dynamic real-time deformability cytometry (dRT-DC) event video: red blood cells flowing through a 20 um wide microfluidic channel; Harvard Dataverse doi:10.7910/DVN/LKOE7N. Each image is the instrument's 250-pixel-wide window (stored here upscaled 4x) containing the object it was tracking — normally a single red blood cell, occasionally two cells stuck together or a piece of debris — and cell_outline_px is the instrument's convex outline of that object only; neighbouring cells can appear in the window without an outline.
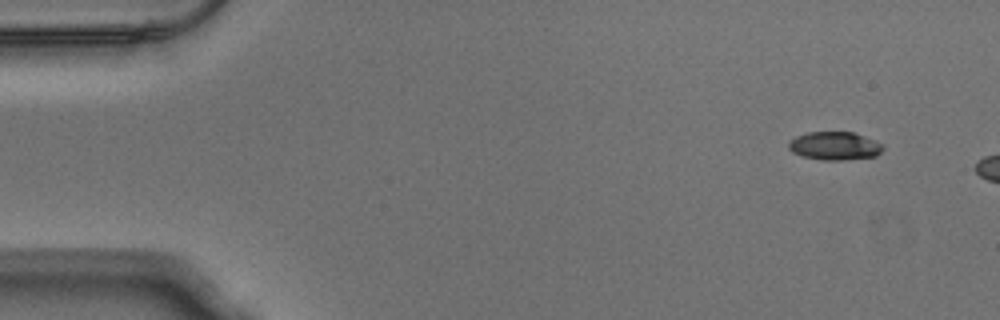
{"species": "Egyptian fruit bat (a non-hibernating species)", "species_latin": "Rousettus aegyptiacus", "temperature_condition": "warm", "stored_images_in_passage": 11, "camera_frame_rate_fps": 3000, "um_per_image_px": 0.085, "animal": {"sex": "male"}, "frame": {"image": 1, "passage_image": 1, "time_ms": 0.0, "image_size_px": [1000, 320], "cell_outline_px": [[884, 148], [876, 156], [840, 160], [824, 160], [804, 156], [792, 152], [788, 148], [788, 140], [796, 136], [808, 132], [856, 132], [884, 144]], "centroid_in_image_um": [70.95, 12.38], "position_along_channel_um": 14.0, "area_um2": 15.61}}